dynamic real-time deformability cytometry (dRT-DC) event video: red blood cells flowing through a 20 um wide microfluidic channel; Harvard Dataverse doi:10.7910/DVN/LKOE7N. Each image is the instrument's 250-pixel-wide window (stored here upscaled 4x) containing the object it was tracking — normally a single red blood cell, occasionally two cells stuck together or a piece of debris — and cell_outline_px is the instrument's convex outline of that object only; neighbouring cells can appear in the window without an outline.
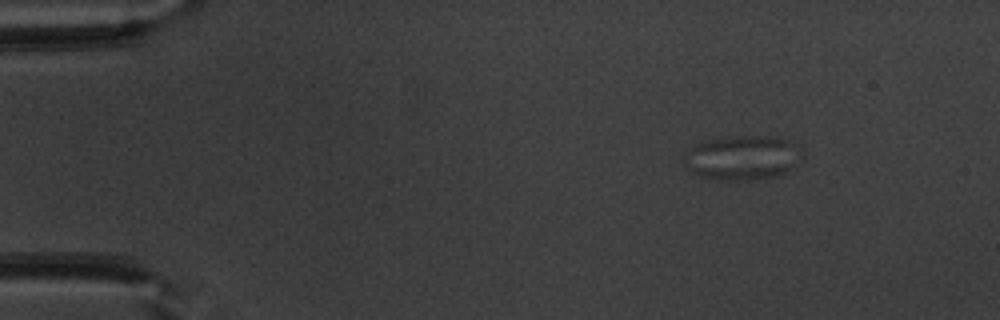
{"species": "common noctule bat (a hibernating species)", "species_latin": "Nyctalus noctula", "temperature_condition": "warm", "stored_images_in_passage": 53, "camera_frame_rate_fps": 3000, "um_per_image_px": 0.085, "animal": {"sex": "male", "body_mass_g": 20.1, "forearm_length_mm": 53.5}, "frame": {"image": 1, "passage_image": 8, "time_ms": 2.333, "image_size_px": [1000, 320], "cell_outline_px": [[804, 156], [784, 172], [772, 176], [748, 180], [720, 180], [700, 176], [692, 172], [684, 164], [692, 148], [696, 144], [712, 140], [740, 136], [768, 136], [788, 140], [804, 148]], "centroid_in_image_um": [63.18, 13.4], "position_along_channel_um": 21.8, "area_um2": 29.88}}
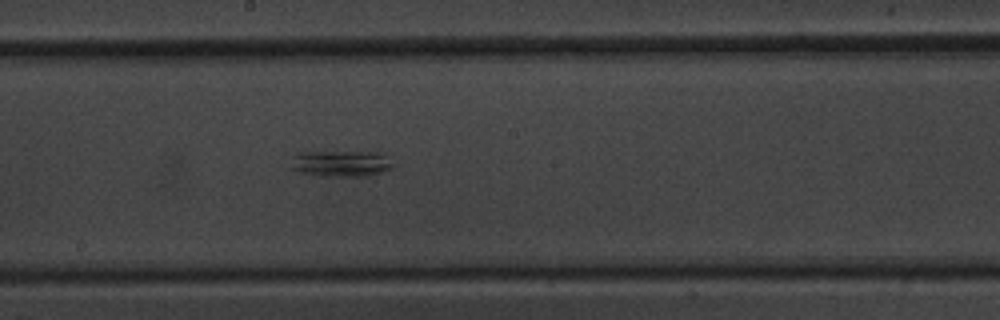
{"frame": {"image": 2, "passage_image": 30, "time_ms": 9.667, "image_size_px": [1000, 320], "cell_outline_px": [[396, 164], [392, 168], [380, 172], [364, 176], [320, 176], [296, 172], [292, 168], [292, 156], [304, 152], [384, 152]], "centroid_in_image_um": [29.04, 13.9], "position_along_channel_um": 219.2, "area_um2": 15.78}}
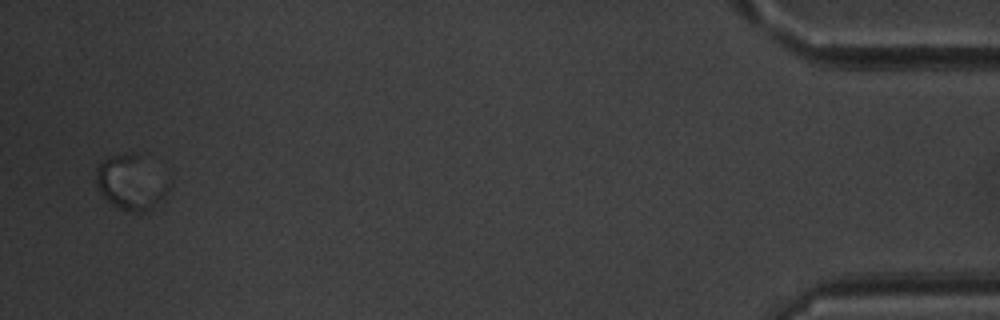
{"frame": {"image": 3, "passage_image": 52, "time_ms": 17.0, "image_size_px": [1000, 320], "cell_outline_px": [[172, 184], [168, 192], [152, 208], [140, 212], [128, 212], [112, 204], [100, 192], [96, 184], [96, 168], [100, 160], [124, 152], [132, 152], [172, 172]], "centroid_in_image_um": [11.25, 15.44], "position_along_channel_um": 423.9, "area_um2": 24.39}}